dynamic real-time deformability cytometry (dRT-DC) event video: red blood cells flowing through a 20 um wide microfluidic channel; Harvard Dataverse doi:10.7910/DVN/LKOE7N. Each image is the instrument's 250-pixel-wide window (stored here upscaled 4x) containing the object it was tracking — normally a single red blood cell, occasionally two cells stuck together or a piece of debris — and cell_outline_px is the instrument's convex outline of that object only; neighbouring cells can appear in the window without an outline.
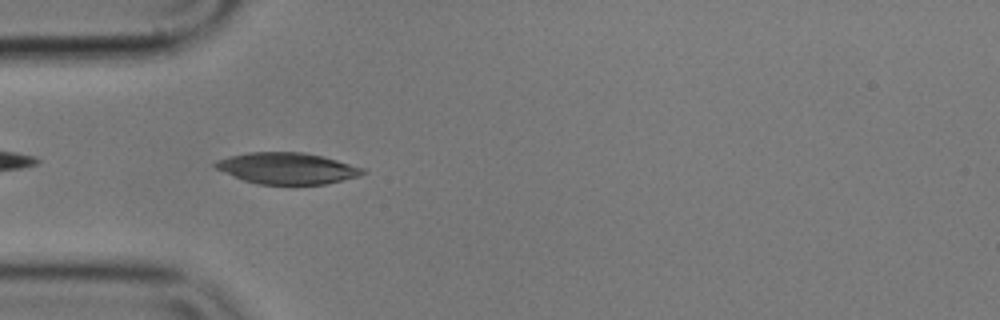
{"species": "common noctule bat (a hibernating species)", "species_latin": "Nyctalus noctula", "temperature_condition": "cold", "stored_images_in_passage": 41, "camera_frame_rate_fps": 3000, "um_per_image_px": 0.085, "animal": {"sex": "male", "body_mass_g": 17.9}, "frame": {"image": 1, "passage_image": 3, "time_ms": 0.667, "image_size_px": [1000, 320], "cell_outline_px": [[368, 172], [360, 176], [324, 184], [260, 184], [244, 180], [216, 168], [212, 164], [216, 160], [228, 156], [248, 152], [304, 152], [324, 156], [364, 168]], "centroid_in_image_um": [24.43, 14.29], "position_along_channel_um": 60.6, "area_um2": 26.88}}
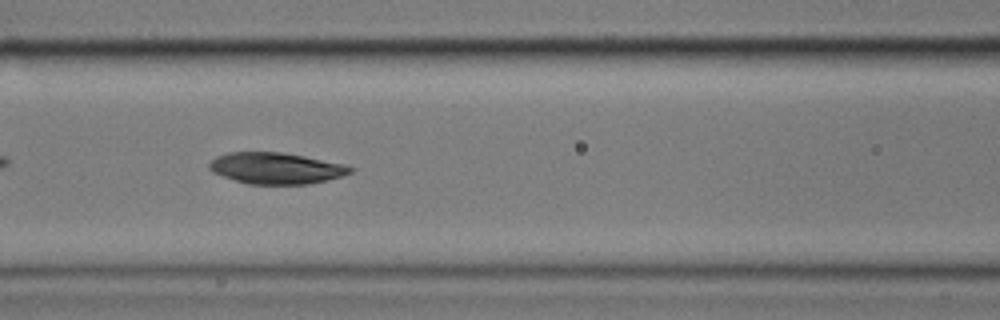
{"frame": {"image": 2, "passage_image": 10, "time_ms": 3.0, "image_size_px": [1000, 320], "cell_outline_px": [[356, 168], [352, 172], [344, 176], [328, 180], [308, 184], [248, 184], [212, 172], [208, 168], [208, 164], [216, 156], [228, 152], [284, 152], [348, 164]], "centroid_in_image_um": [23.53, 14.29], "position_along_channel_um": 143.1, "area_um2": 26.07}}
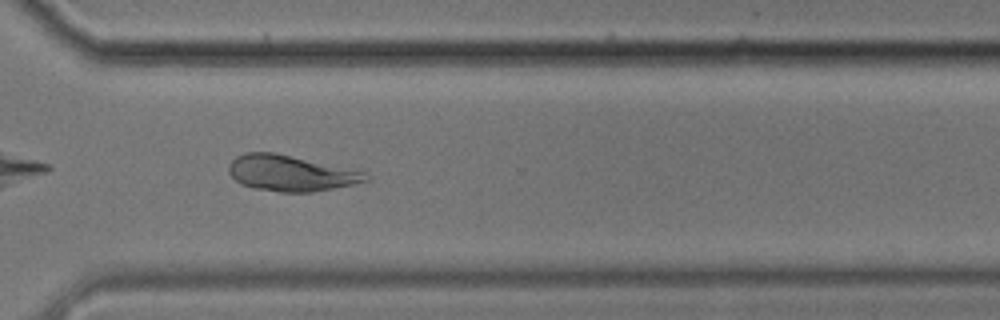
{"frame": {"image": 3, "passage_image": 27, "time_ms": 8.667, "image_size_px": [1000, 320], "cell_outline_px": [[368, 180], [352, 184], [312, 192], [280, 192], [252, 188], [240, 184], [228, 172], [228, 164], [236, 156], [244, 152], [276, 152], [364, 172], [368, 176]], "centroid_in_image_um": [24.62, 14.71], "position_along_channel_um": 346.0, "area_um2": 28.44}}